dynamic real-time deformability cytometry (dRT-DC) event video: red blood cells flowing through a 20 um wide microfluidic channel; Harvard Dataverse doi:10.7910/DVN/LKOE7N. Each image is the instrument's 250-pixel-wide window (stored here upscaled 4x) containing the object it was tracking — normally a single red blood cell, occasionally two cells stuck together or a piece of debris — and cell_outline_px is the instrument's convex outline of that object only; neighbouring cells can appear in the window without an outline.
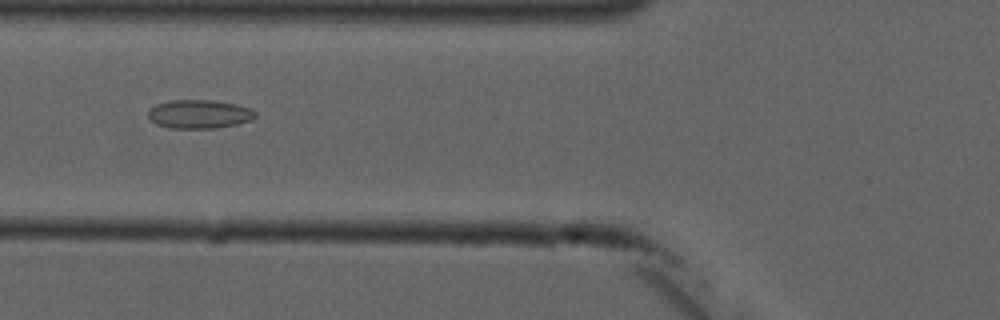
{"species": "common noctule bat (a hibernating species)", "species_latin": "Nyctalus noctula", "temperature_condition": "cold", "stored_images_in_passage": 8, "camera_frame_rate_fps": 3000, "um_per_image_px": 0.085, "animal": {"sex": "male", "forearm_length_mm": 52.5}, "frame": {"image": 1, "passage_image": 6, "time_ms": 6.0, "image_size_px": [1000, 320], "cell_outline_px": [[256, 116], [252, 120], [236, 124], [216, 128], [172, 128], [156, 124], [148, 116], [148, 112], [156, 104], [168, 100], [212, 100], [236, 104], [248, 108], [256, 112]], "centroid_in_image_um": [16.94, 9.69], "position_along_channel_um": 108.9, "area_um2": 17.8}}
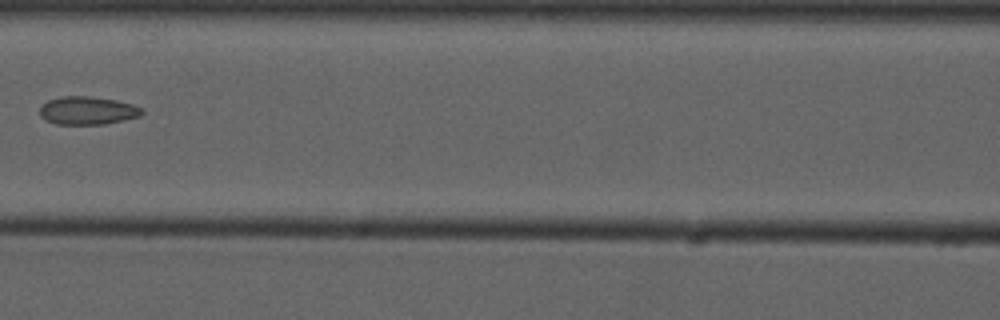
{"frame": {"image": 2, "passage_image": 7, "time_ms": 7.333, "image_size_px": [1000, 320], "cell_outline_px": [[144, 112], [140, 116], [124, 120], [104, 124], [56, 124], [44, 120], [40, 116], [40, 108], [48, 100], [60, 96], [88, 96], [116, 100], [132, 104], [140, 108]], "centroid_in_image_um": [7.42, 9.4], "position_along_channel_um": 159.2, "area_um2": 16.7}}
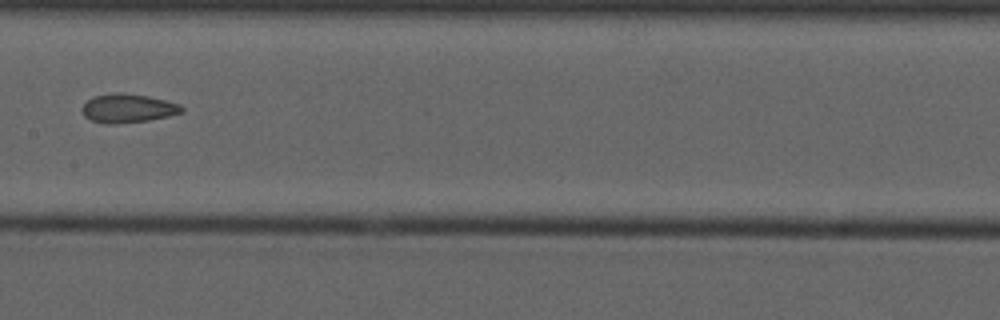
{"frame": {"image": 3, "passage_image": 8, "time_ms": 8.333, "image_size_px": [1000, 320], "cell_outline_px": [[184, 108], [180, 112], [168, 116], [148, 120], [116, 124], [108, 124], [92, 120], [84, 116], [80, 108], [92, 96], [112, 92], [120, 92], [148, 96], [180, 104]], "centroid_in_image_um": [10.82, 9.19], "position_along_channel_um": 196.6, "area_um2": 16.7}}